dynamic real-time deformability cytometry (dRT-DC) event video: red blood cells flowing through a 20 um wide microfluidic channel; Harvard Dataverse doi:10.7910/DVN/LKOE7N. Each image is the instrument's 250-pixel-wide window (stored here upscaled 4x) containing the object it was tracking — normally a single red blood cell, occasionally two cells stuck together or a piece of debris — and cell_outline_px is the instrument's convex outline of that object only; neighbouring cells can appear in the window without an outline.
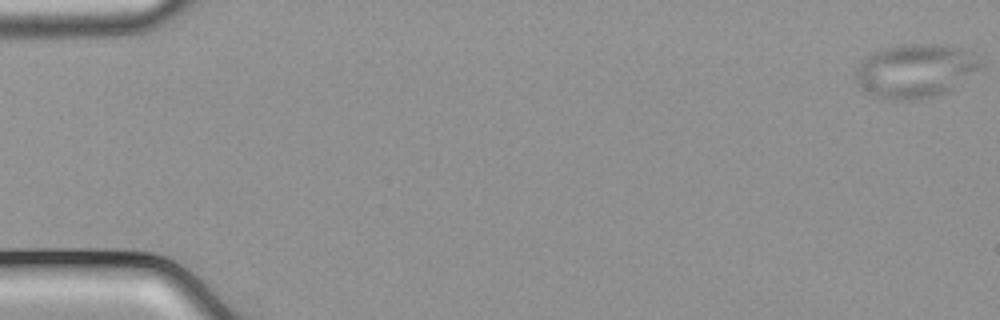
{"species": "common noctule bat (a hibernating species)", "species_latin": "Nyctalus noctula", "temperature_condition": "cold", "stored_images_in_passage": 13, "camera_frame_rate_fps": 3000, "um_per_image_px": 0.085, "animal": {"sex": "male", "body_mass_g": 21.5, "forearm_length_mm": 52.0}, "frame": {"image": 1, "passage_image": 1, "time_ms": 0.0, "image_size_px": [1000, 320], "cell_outline_px": [[984, 68], [948, 92], [916, 100], [888, 100], [872, 96], [860, 84], [856, 76], [860, 64], [868, 56], [884, 48], [904, 44], [936, 44], [960, 48], [972, 52]], "centroid_in_image_um": [77.88, 6.04], "position_along_channel_um": 7.1, "area_um2": 38.84}}